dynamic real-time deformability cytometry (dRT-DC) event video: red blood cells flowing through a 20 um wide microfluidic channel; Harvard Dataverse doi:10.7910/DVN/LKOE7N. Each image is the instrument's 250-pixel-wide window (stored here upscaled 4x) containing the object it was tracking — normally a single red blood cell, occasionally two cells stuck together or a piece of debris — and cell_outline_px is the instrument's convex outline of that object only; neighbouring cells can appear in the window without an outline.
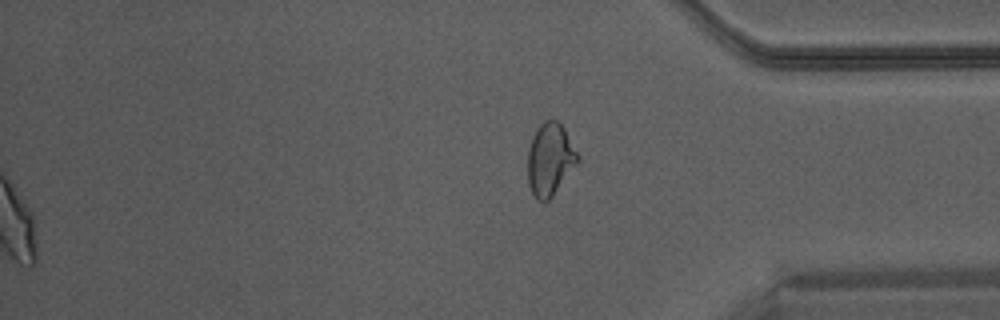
{"species": "Egyptian fruit bat (a non-hibernating species)", "species_latin": "Rousettus aegyptiacus", "temperature_condition": "warm", "stored_images_in_passage": 50, "segment_of_instrument_passage": [2, 2], "camera_frame_rate_fps": 3000, "um_per_image_px": 0.085, "animal": {"sex": "male"}, "frame": {"image": 1, "passage_image": 50, "time_ms": 16.333, "image_size_px": [1000, 320], "cell_outline_px": [[580, 160], [552, 196], [548, 200], [536, 200], [528, 184], [528, 148], [532, 136], [536, 128], [544, 120], [556, 120], [564, 128], [580, 156]], "centroid_in_image_um": [46.75, 13.52], "position_along_channel_um": 388.5, "area_um2": 21.1}}